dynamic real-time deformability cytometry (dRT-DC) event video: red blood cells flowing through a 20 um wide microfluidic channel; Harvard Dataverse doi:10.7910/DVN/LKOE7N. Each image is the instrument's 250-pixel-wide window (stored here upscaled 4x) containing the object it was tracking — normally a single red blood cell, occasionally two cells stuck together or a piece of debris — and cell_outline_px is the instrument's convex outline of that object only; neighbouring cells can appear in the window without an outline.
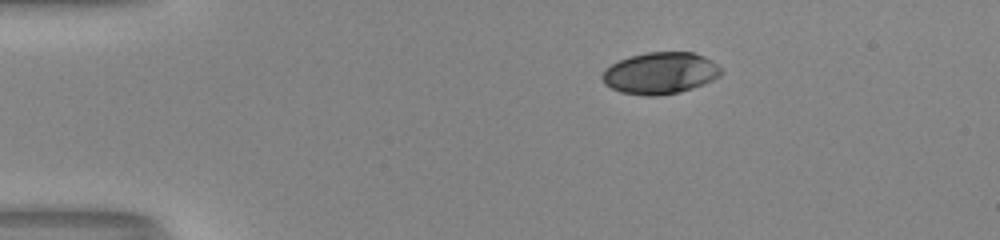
{"species": "human", "species_latin": "Homo sapiens", "temperature_condition": "room temperature", "stored_images_in_passage": 44, "camera_frame_rate_fps": 3000, "um_per_image_px": 0.085, "donor": {"sex": "male"}, "frame": {"image": 1, "passage_image": 1, "time_ms": 0.0, "image_size_px": [1000, 240], "cell_outline_px": [[720, 76], [704, 84], [680, 92], [656, 96], [648, 96], [620, 92], [604, 84], [600, 76], [604, 68], [620, 60], [632, 56], [648, 52], [692, 52], [704, 56], [712, 60], [720, 68]], "centroid_in_image_um": [56.09, 6.22], "position_along_channel_um": 28.9, "area_um2": 28.84}}
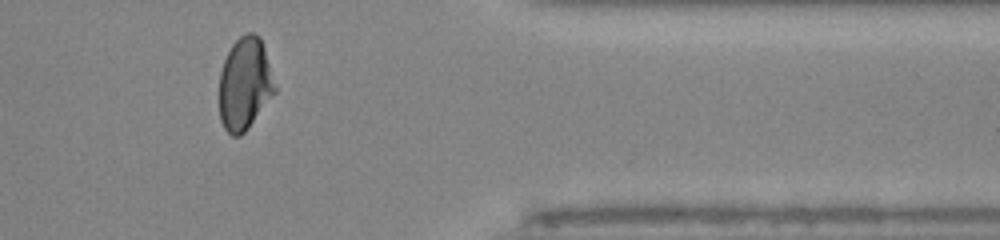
{"frame": {"image": 2, "passage_image": 35, "time_ms": 11.333, "image_size_px": [1000, 240], "cell_outline_px": [[276, 92], [248, 128], [240, 136], [232, 136], [224, 128], [220, 120], [220, 72], [224, 60], [232, 44], [240, 36], [248, 32], [252, 32], [260, 36], [264, 48], [276, 88]], "centroid_in_image_um": [20.8, 7.13], "position_along_channel_um": 390.6, "area_um2": 29.77}}
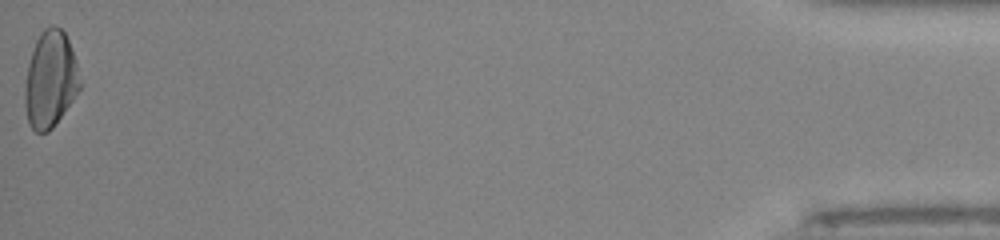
{"frame": {"image": 3, "passage_image": 44, "time_ms": 14.333, "image_size_px": [1000, 240], "cell_outline_px": [[80, 88], [72, 100], [52, 128], [48, 132], [36, 132], [28, 124], [24, 104], [24, 88], [28, 64], [36, 40], [44, 28], [52, 24], [60, 28], [64, 32], [68, 40], [76, 60], [80, 84]], "centroid_in_image_um": [4.25, 6.75], "position_along_channel_um": 430.9, "area_um2": 30.75}, "authors_computed_cell_mechanics": {"area_um2": 29.7092, "velocity_mm_per_s": 4.0175, "shape_relaxation_time_tau1_ms": 5.2031, "shape_relaxation_time_tau2_ms": 1.6673, "deformation_change_tau1": 0.1895, "deformation_change_tau2": 0.0395}}